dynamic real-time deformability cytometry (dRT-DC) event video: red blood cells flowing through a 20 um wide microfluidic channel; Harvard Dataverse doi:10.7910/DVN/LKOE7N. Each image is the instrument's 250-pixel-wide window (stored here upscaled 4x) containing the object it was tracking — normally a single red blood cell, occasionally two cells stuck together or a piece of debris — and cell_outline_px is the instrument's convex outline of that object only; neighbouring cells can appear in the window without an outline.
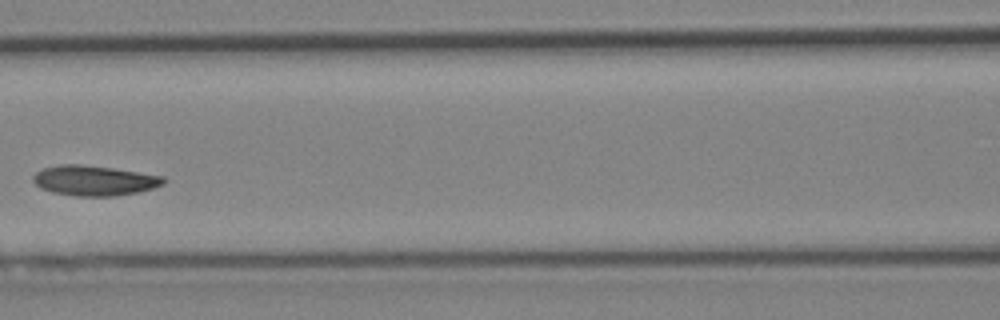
{"species": "Egyptian fruit bat (a non-hibernating species)", "species_latin": "Rousettus aegyptiacus", "temperature_condition": "cold", "stored_images_in_passage": 7, "camera_frame_rate_fps": 3000, "um_per_image_px": 0.085, "animal": {"sex": "female"}, "frame": {"image": 1, "passage_image": 7, "time_ms": 7.0, "image_size_px": [1000, 320], "cell_outline_px": [[168, 180], [164, 184], [140, 192], [116, 196], [76, 196], [52, 192], [40, 188], [32, 180], [32, 176], [36, 172], [44, 168], [60, 164], [80, 164], [112, 168], [164, 176]], "centroid_in_image_um": [8.03, 15.35], "position_along_channel_um": 158.6, "area_um2": 23.0}}